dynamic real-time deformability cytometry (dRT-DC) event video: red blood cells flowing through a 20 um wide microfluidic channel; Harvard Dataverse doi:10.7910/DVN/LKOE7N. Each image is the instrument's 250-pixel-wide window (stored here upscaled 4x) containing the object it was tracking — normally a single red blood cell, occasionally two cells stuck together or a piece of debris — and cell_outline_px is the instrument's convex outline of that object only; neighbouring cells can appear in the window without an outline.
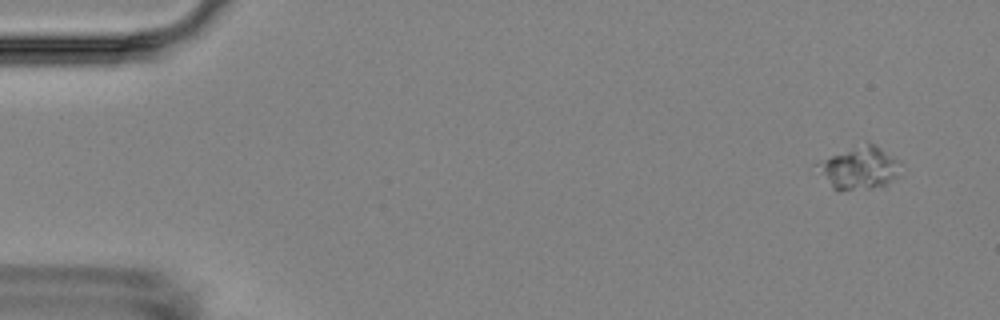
{"species": "Egyptian fruit bat (a non-hibernating species)", "species_latin": "Rousettus aegyptiacus", "temperature_condition": "room temperature", "stored_images_in_passage": 4, "camera_frame_rate_fps": 3000, "um_per_image_px": 0.085, "animal": {"sex": "female"}, "frame": {"image": 1, "passage_image": 1, "time_ms": 0.0, "image_size_px": [1000, 320], "cell_outline_px": [[900, 176], [884, 188], [840, 192], [832, 188], [816, 164], [816, 160], [868, 140], [900, 160]], "centroid_in_image_um": [73.09, 14.28], "position_along_channel_um": 11.9, "area_um2": 21.73}}
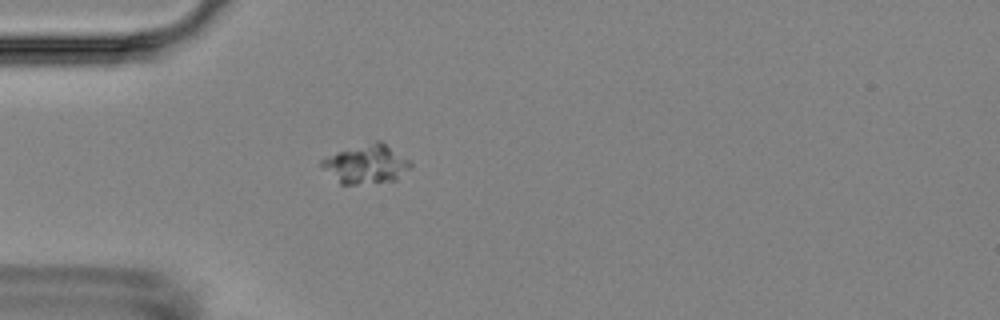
{"frame": {"image": 2, "passage_image": 4, "time_ms": 4.333, "image_size_px": [1000, 320], "cell_outline_px": [[412, 168], [396, 180], [356, 184], [340, 184], [320, 164], [320, 160], [324, 156], [336, 152], [376, 140], [380, 140], [408, 160], [412, 164]], "centroid_in_image_um": [31.12, 13.94], "position_along_channel_um": 53.9, "area_um2": 19.94}}